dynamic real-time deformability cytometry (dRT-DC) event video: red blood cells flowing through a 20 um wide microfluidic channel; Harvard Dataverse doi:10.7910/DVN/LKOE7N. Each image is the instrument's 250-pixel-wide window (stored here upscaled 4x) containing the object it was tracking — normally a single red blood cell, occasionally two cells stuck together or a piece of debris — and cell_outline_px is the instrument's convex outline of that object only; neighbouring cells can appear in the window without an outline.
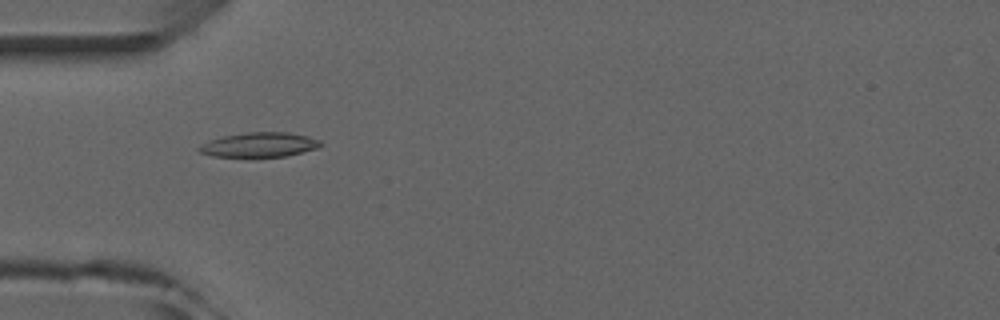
{"species": "common noctule bat (a hibernating species)", "species_latin": "Nyctalus noctula", "temperature_condition": "room temperature", "stored_images_in_passage": 5, "camera_frame_rate_fps": 3000, "um_per_image_px": 0.085, "animal": {"sex": "male", "forearm_length_mm": 52.5}, "frame": {"image": 1, "passage_image": 2, "time_ms": 1.333, "image_size_px": [1000, 320], "cell_outline_px": [[324, 144], [316, 148], [288, 156], [212, 156], [200, 152], [196, 148], [200, 144], [208, 140], [224, 136], [244, 132], [288, 132], [308, 136], [320, 140]], "centroid_in_image_um": [22.04, 12.29], "position_along_channel_um": 63.0, "area_um2": 17.4}}
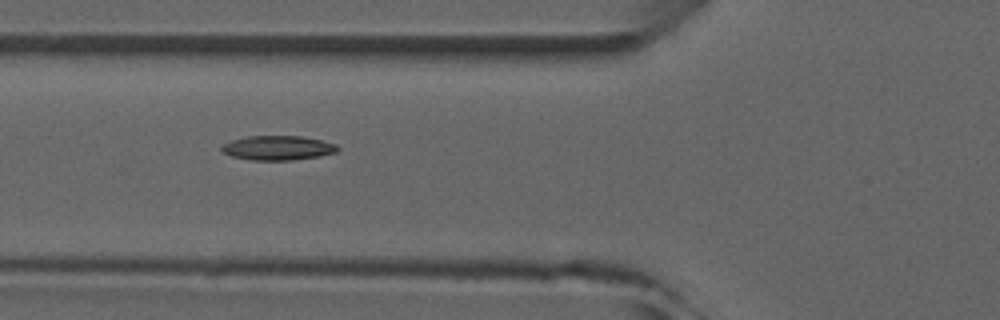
{"frame": {"image": 2, "passage_image": 3, "time_ms": 2.333, "image_size_px": [1000, 320], "cell_outline_px": [[340, 148], [336, 152], [320, 156], [292, 160], [252, 160], [232, 156], [224, 152], [220, 148], [224, 144], [232, 140], [248, 136], [300, 136], [320, 140], [336, 144]], "centroid_in_image_um": [23.64, 12.57], "position_along_channel_um": 102.2, "area_um2": 16.36}}
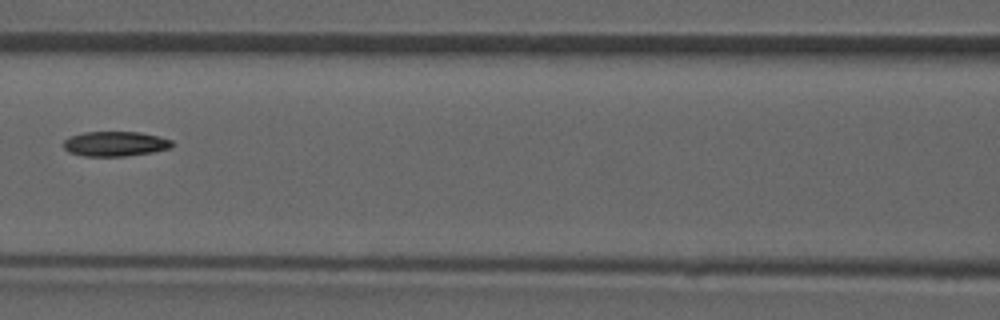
{"frame": {"image": 3, "passage_image": 4, "time_ms": 3.667, "image_size_px": [1000, 320], "cell_outline_px": [[172, 148], [152, 152], [124, 156], [84, 156], [68, 152], [64, 148], [64, 140], [72, 136], [84, 132], [140, 132], [172, 140]], "centroid_in_image_um": [9.78, 12.23], "position_along_channel_um": 156.8, "area_um2": 15.61}}